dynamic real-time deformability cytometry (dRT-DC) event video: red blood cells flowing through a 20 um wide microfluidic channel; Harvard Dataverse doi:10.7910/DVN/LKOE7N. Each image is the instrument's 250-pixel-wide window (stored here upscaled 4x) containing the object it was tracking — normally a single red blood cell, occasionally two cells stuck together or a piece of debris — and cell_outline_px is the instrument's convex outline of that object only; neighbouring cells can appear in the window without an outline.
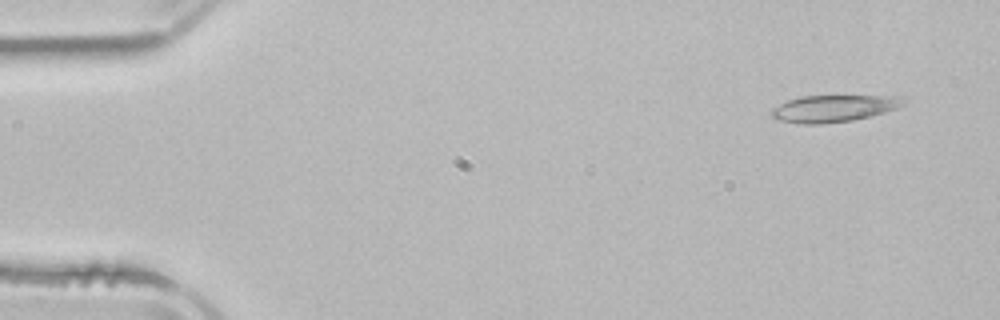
{"species": "common noctule bat (a hibernating species)", "species_latin": "Nyctalus noctula", "temperature_condition": "room temperature", "stored_images_in_passage": 4, "camera_frame_rate_fps": 3000, "um_per_image_px": 0.085, "animal": {"sex": "male", "body_mass_g": 21.5, "forearm_length_mm": 52.0}, "frame": {"image": 1, "passage_image": 1, "time_ms": 0.0, "image_size_px": [1000, 320], "cell_outline_px": [[908, 100], [904, 104], [896, 108], [884, 112], [852, 120], [820, 124], [804, 124], [780, 120], [772, 116], [772, 108], [788, 100], [800, 96], [904, 96]], "centroid_in_image_um": [70.9, 9.2], "position_along_channel_um": 14.1, "area_um2": 20.46}}
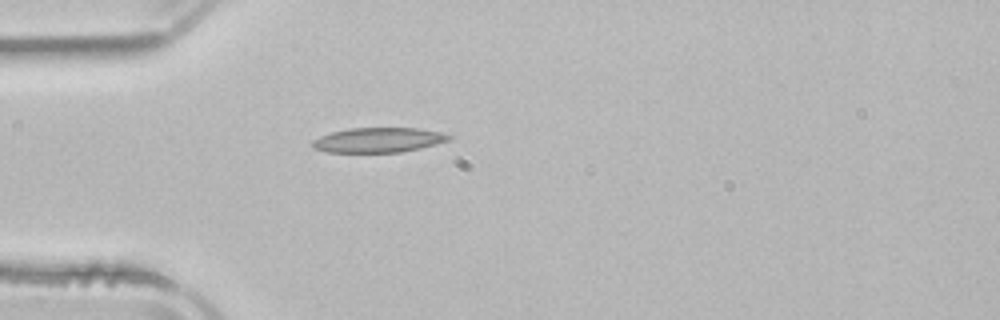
{"frame": {"image": 2, "passage_image": 4, "time_ms": 3.667, "image_size_px": [1000, 320], "cell_outline_px": [[452, 140], [420, 148], [400, 152], [328, 152], [312, 148], [312, 140], [320, 136], [332, 132], [348, 128], [416, 128], [440, 132], [452, 136]], "centroid_in_image_um": [32.16, 11.9], "position_along_channel_um": 52.8, "area_um2": 19.71}}